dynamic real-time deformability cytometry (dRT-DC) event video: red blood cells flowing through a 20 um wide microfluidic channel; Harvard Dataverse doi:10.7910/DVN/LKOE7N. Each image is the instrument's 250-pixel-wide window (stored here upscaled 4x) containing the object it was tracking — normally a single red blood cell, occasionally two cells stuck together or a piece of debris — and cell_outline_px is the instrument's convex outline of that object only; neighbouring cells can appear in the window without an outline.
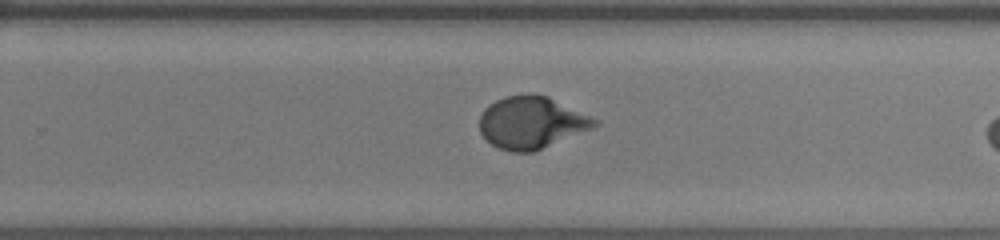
{"species": "human", "species_latin": "Homo sapiens", "temperature_condition": "room temperature", "stored_images_in_passage": 29, "camera_frame_rate_fps": 3000, "um_per_image_px": 0.085, "donor": {"sex": "female"}, "frame": {"image": 1, "passage_image": 21, "time_ms": 6.667, "image_size_px": [1000, 240], "cell_outline_px": [[600, 124], [592, 128], [532, 152], [512, 152], [500, 148], [492, 144], [480, 132], [480, 116], [484, 108], [488, 104], [504, 96], [548, 96], [600, 120]], "centroid_in_image_um": [45.18, 10.42], "position_along_channel_um": 284.6, "area_um2": 34.39}}